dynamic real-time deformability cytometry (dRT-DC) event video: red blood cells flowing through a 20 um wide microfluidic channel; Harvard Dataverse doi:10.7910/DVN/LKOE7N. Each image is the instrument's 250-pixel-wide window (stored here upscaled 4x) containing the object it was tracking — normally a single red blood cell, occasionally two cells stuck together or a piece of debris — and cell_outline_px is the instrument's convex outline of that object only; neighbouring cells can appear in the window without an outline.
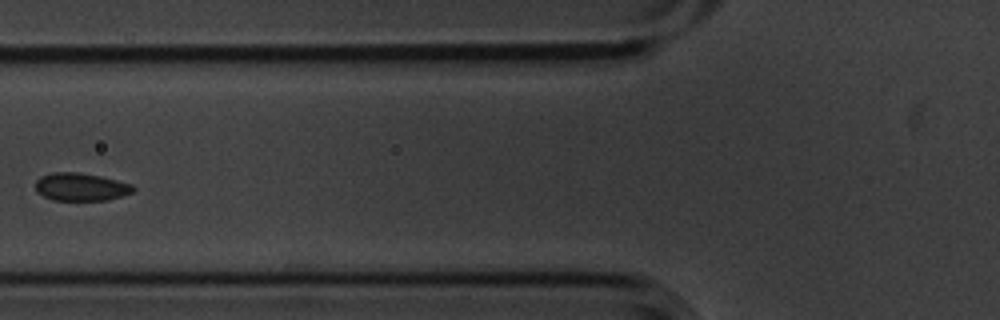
{"species": "common noctule bat (a hibernating species)", "species_latin": "Nyctalus noctula", "temperature_condition": "cold", "stored_images_in_passage": 10, "camera_frame_rate_fps": 3000, "um_per_image_px": 0.085, "animal": {"sex": "male", "body_mass_g": 20.1, "forearm_length_mm": 53.5}, "frame": {"image": 1, "passage_image": 5, "time_ms": 1.333, "image_size_px": [1000, 320], "cell_outline_px": [[136, 188], [132, 192], [108, 200], [52, 200], [36, 192], [36, 180], [40, 176], [52, 172], [80, 172], [100, 176], [132, 184]], "centroid_in_image_um": [6.85, 15.88], "position_along_channel_um": 118.9, "area_um2": 15.9}}
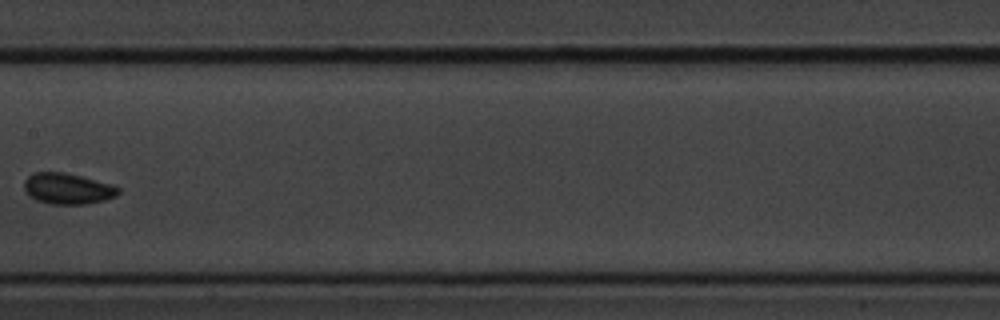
{"frame": {"image": 2, "passage_image": 7, "time_ms": 2.0, "image_size_px": [1000, 320], "cell_outline_px": [[120, 192], [116, 196], [104, 200], [88, 204], [52, 204], [36, 200], [24, 188], [24, 180], [28, 176], [36, 172], [64, 172], [80, 176], [108, 184], [120, 188]], "centroid_in_image_um": [5.75, 16.04], "position_along_channel_um": 201.7, "area_um2": 16.7}}
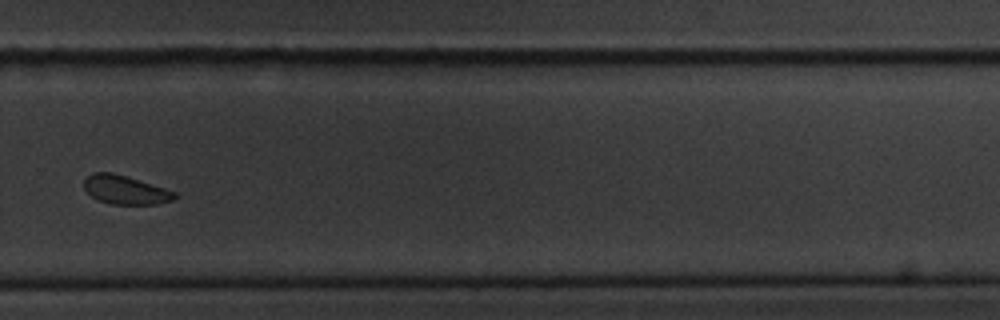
{"frame": {"image": 3, "passage_image": 10, "time_ms": 3.0, "image_size_px": [1000, 320], "cell_outline_px": [[176, 196], [172, 200], [156, 204], [112, 204], [100, 200], [92, 196], [84, 188], [84, 180], [92, 172], [112, 172], [128, 176], [176, 192]], "centroid_in_image_um": [10.64, 16.12], "position_along_channel_um": 319.2, "area_um2": 15.03}}